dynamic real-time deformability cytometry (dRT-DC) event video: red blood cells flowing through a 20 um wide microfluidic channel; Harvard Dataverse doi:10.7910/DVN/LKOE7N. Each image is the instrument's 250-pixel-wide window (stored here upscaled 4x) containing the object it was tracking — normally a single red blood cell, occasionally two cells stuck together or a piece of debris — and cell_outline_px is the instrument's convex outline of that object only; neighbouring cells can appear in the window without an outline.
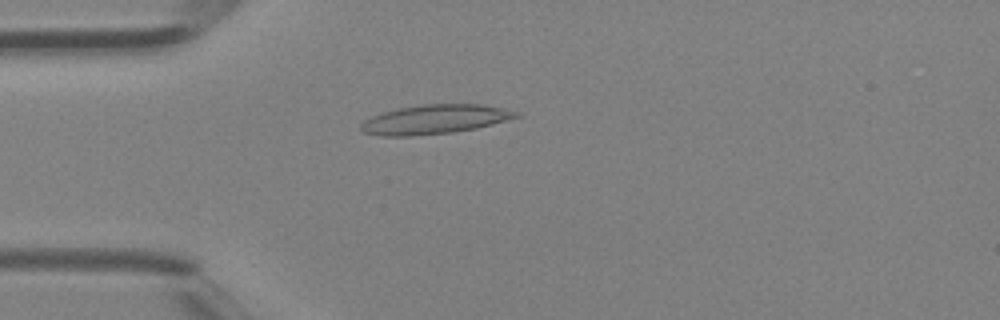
{"species": "Egyptian fruit bat (a non-hibernating species)", "species_latin": "Rousettus aegyptiacus", "temperature_condition": "room temperature", "stored_images_in_passage": 42, "camera_frame_rate_fps": 3000, "um_per_image_px": 0.085, "animal": {"sex": "female"}, "frame": {"image": 1, "passage_image": 8, "time_ms": 2.333, "image_size_px": [1000, 320], "cell_outline_px": [[524, 116], [476, 128], [452, 132], [412, 136], [380, 136], [364, 132], [360, 128], [360, 124], [364, 120], [372, 116], [384, 112], [400, 108], [424, 104], [480, 104], [520, 112]], "centroid_in_image_um": [36.98, 10.15], "position_along_channel_um": 48.0, "area_um2": 26.36}}
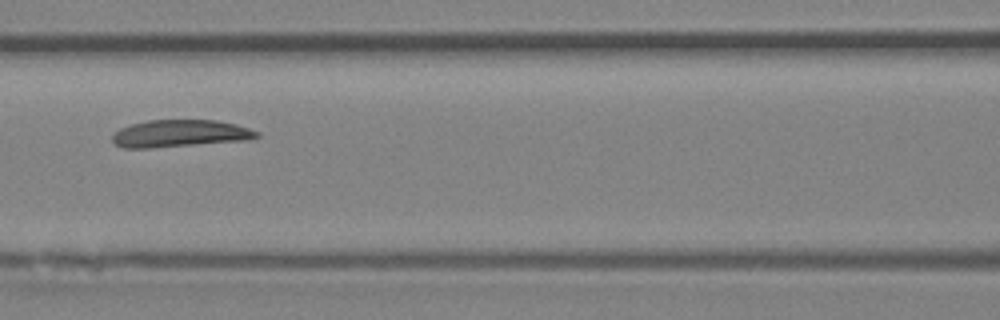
{"frame": {"image": 2, "passage_image": 16, "time_ms": 5.0, "image_size_px": [1000, 320], "cell_outline_px": [[260, 136], [248, 140], [152, 148], [124, 148], [116, 144], [112, 140], [112, 136], [120, 128], [132, 124], [148, 120], [216, 120], [236, 124], [260, 132]], "centroid_in_image_um": [15.32, 11.35], "position_along_channel_um": 151.3, "area_um2": 22.89}}
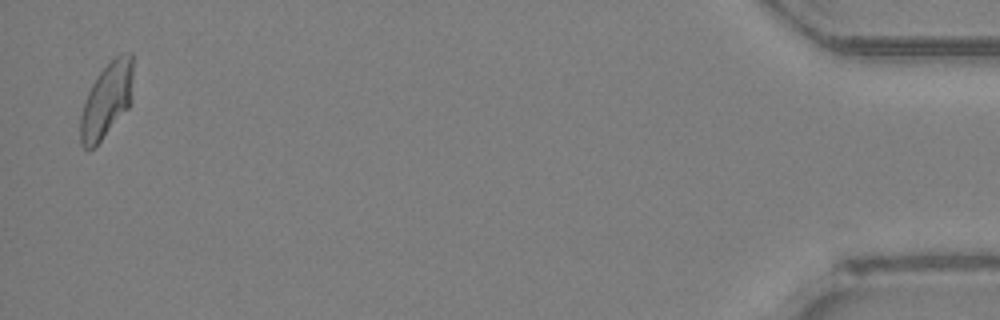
{"frame": {"image": 3, "passage_image": 41, "time_ms": 13.333, "image_size_px": [1000, 320], "cell_outline_px": [[132, 100], [128, 108], [100, 140], [88, 152], [80, 144], [80, 116], [88, 92], [92, 84], [100, 72], [120, 52], [132, 52]], "centroid_in_image_um": [9.07, 8.5], "position_along_channel_um": 426.1, "area_um2": 22.77}, "authors_computed_cell_mechanics": {"area_um2": 22.9466, "velocity_mm_per_s": 4.3957, "shape_relaxation_time_tau1_ms": 4.4585, "shape_relaxation_time_tau2_ms": 3.2713, "deformation_change_tau1": 0.141, "deformation_change_tau2": 0.091}}